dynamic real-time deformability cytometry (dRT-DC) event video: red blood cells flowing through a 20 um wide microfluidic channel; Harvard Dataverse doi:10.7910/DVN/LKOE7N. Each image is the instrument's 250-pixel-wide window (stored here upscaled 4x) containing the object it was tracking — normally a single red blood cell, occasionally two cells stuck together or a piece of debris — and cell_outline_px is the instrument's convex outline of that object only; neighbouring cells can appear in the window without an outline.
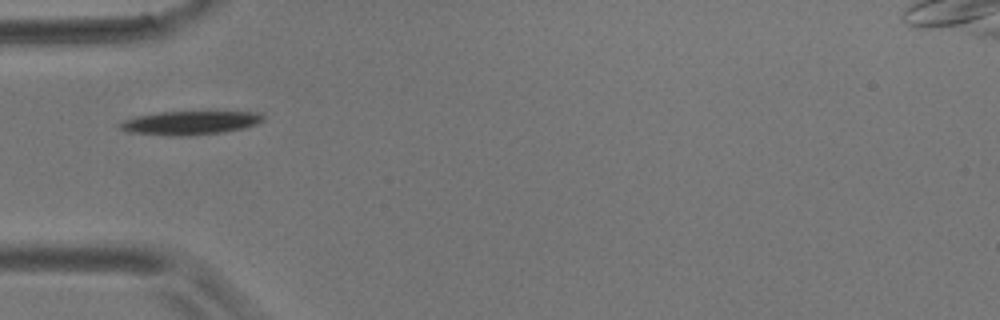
{"species": "common noctule bat (a hibernating species)", "species_latin": "Nyctalus noctula", "temperature_condition": "room temperature", "stored_images_in_passage": 2, "camera_frame_rate_fps": 3000, "um_per_image_px": 0.085, "animal": {"sex": "male", "body_mass_g": 17.9}, "frame": {"image": 1, "passage_image": 1, "time_ms": 0.0, "image_size_px": [1000, 320], "cell_outline_px": [[264, 120], [256, 124], [244, 128], [224, 132], [180, 136], [168, 136], [124, 132], [116, 124], [124, 120], [136, 116], [160, 112], [264, 112]], "centroid_in_image_um": [16.12, 10.44], "position_along_channel_um": 68.9, "area_um2": 19.94}}
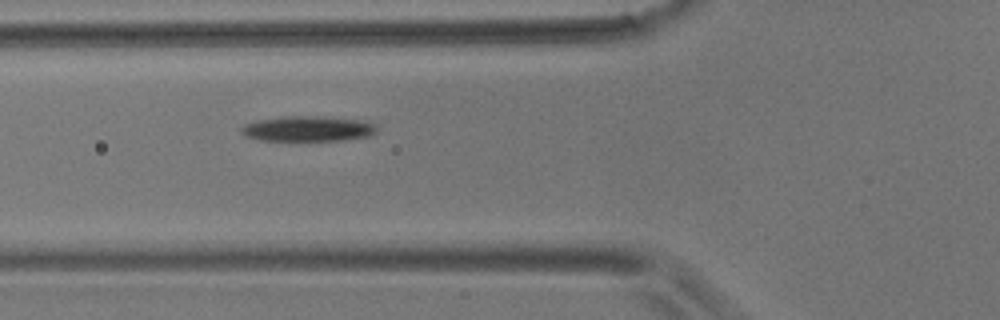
{"frame": {"image": 2, "passage_image": 2, "time_ms": 1.0, "image_size_px": [1000, 320], "cell_outline_px": [[376, 132], [368, 136], [340, 140], [260, 140], [248, 136], [240, 132], [240, 128], [244, 124], [260, 120], [280, 116], [316, 116], [368, 120], [376, 124]], "centroid_in_image_um": [26.2, 10.92], "position_along_channel_um": 99.6, "area_um2": 19.94}}